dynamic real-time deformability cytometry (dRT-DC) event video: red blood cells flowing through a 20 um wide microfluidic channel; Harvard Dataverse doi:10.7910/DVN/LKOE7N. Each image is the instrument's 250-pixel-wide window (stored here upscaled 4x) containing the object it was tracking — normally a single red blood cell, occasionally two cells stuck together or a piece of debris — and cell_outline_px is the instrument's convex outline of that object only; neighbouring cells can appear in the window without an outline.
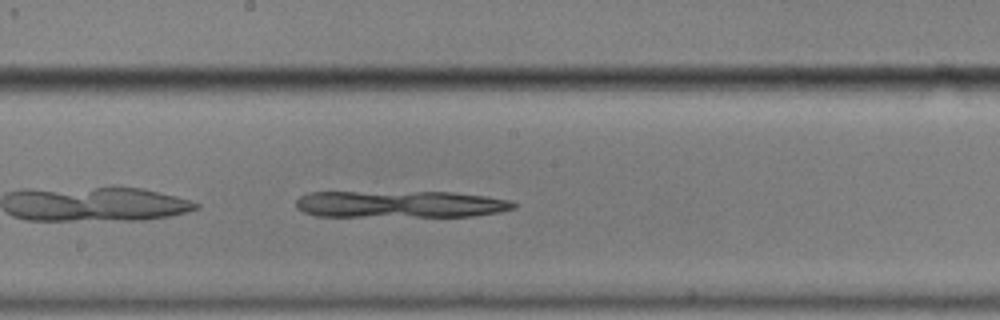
{"species": "common noctule bat (a hibernating species)", "species_latin": "Nyctalus noctula", "temperature_condition": "cold", "stored_images_in_passage": 38, "camera_frame_rate_fps": 3000, "um_per_image_px": 0.085, "animal": {"sex": "male", "body_mass_g": 17.9}, "frame": {"image": 1, "passage_image": 14, "time_ms": 4.333, "image_size_px": [1000, 320], "cell_outline_px": [[520, 204], [516, 208], [500, 212], [472, 216], [316, 216], [304, 212], [296, 208], [296, 200], [300, 196], [308, 192], [452, 192], [484, 196], [508, 200]], "centroid_in_image_um": [34.02, 17.35], "position_along_channel_um": 214.2, "area_um2": 34.28}}